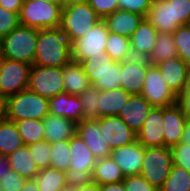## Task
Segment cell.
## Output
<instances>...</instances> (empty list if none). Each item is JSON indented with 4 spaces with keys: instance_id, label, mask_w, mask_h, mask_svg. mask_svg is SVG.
I'll list each match as a JSON object with an SVG mask.
<instances>
[{
    "instance_id": "6da1fadb",
    "label": "cell",
    "mask_w": 190,
    "mask_h": 191,
    "mask_svg": "<svg viewBox=\"0 0 190 191\" xmlns=\"http://www.w3.org/2000/svg\"><path fill=\"white\" fill-rule=\"evenodd\" d=\"M70 61H72L71 43L58 27L38 30L33 65L63 67Z\"/></svg>"
},
{
    "instance_id": "7a4b0ae2",
    "label": "cell",
    "mask_w": 190,
    "mask_h": 191,
    "mask_svg": "<svg viewBox=\"0 0 190 191\" xmlns=\"http://www.w3.org/2000/svg\"><path fill=\"white\" fill-rule=\"evenodd\" d=\"M38 29L19 25L0 40V57L33 65Z\"/></svg>"
},
{
    "instance_id": "3957f363",
    "label": "cell",
    "mask_w": 190,
    "mask_h": 191,
    "mask_svg": "<svg viewBox=\"0 0 190 191\" xmlns=\"http://www.w3.org/2000/svg\"><path fill=\"white\" fill-rule=\"evenodd\" d=\"M49 99L31 90L24 89L5 99L6 119L20 121L23 119L43 120L49 114Z\"/></svg>"
},
{
    "instance_id": "277c9868",
    "label": "cell",
    "mask_w": 190,
    "mask_h": 191,
    "mask_svg": "<svg viewBox=\"0 0 190 191\" xmlns=\"http://www.w3.org/2000/svg\"><path fill=\"white\" fill-rule=\"evenodd\" d=\"M101 20L102 18L87 2L71 4L62 7L58 28L72 44Z\"/></svg>"
},
{
    "instance_id": "5b68a950",
    "label": "cell",
    "mask_w": 190,
    "mask_h": 191,
    "mask_svg": "<svg viewBox=\"0 0 190 191\" xmlns=\"http://www.w3.org/2000/svg\"><path fill=\"white\" fill-rule=\"evenodd\" d=\"M62 12L61 3L24 0L19 12V23L34 29L57 28Z\"/></svg>"
},
{
    "instance_id": "8992f818",
    "label": "cell",
    "mask_w": 190,
    "mask_h": 191,
    "mask_svg": "<svg viewBox=\"0 0 190 191\" xmlns=\"http://www.w3.org/2000/svg\"><path fill=\"white\" fill-rule=\"evenodd\" d=\"M173 164L171 148L144 147L140 175L159 189L168 178Z\"/></svg>"
},
{
    "instance_id": "52a82bcc",
    "label": "cell",
    "mask_w": 190,
    "mask_h": 191,
    "mask_svg": "<svg viewBox=\"0 0 190 191\" xmlns=\"http://www.w3.org/2000/svg\"><path fill=\"white\" fill-rule=\"evenodd\" d=\"M30 64L0 57V96L15 95L28 88Z\"/></svg>"
},
{
    "instance_id": "ba28073f",
    "label": "cell",
    "mask_w": 190,
    "mask_h": 191,
    "mask_svg": "<svg viewBox=\"0 0 190 191\" xmlns=\"http://www.w3.org/2000/svg\"><path fill=\"white\" fill-rule=\"evenodd\" d=\"M62 67L32 65L29 73L28 89L47 99L64 91Z\"/></svg>"
},
{
    "instance_id": "9c48e42d",
    "label": "cell",
    "mask_w": 190,
    "mask_h": 191,
    "mask_svg": "<svg viewBox=\"0 0 190 191\" xmlns=\"http://www.w3.org/2000/svg\"><path fill=\"white\" fill-rule=\"evenodd\" d=\"M109 30L103 19L95 24L85 35L71 44L72 61H81L105 51Z\"/></svg>"
},
{
    "instance_id": "30bf717a",
    "label": "cell",
    "mask_w": 190,
    "mask_h": 191,
    "mask_svg": "<svg viewBox=\"0 0 190 191\" xmlns=\"http://www.w3.org/2000/svg\"><path fill=\"white\" fill-rule=\"evenodd\" d=\"M154 107H168L176 104L177 96L164 82L158 68L147 67L141 94Z\"/></svg>"
},
{
    "instance_id": "8fae6325",
    "label": "cell",
    "mask_w": 190,
    "mask_h": 191,
    "mask_svg": "<svg viewBox=\"0 0 190 191\" xmlns=\"http://www.w3.org/2000/svg\"><path fill=\"white\" fill-rule=\"evenodd\" d=\"M150 63L146 58L132 57L120 62L121 88L131 95H140Z\"/></svg>"
},
{
    "instance_id": "7c38bea8",
    "label": "cell",
    "mask_w": 190,
    "mask_h": 191,
    "mask_svg": "<svg viewBox=\"0 0 190 191\" xmlns=\"http://www.w3.org/2000/svg\"><path fill=\"white\" fill-rule=\"evenodd\" d=\"M100 129L112 150L137 140L136 132L117 115L100 117Z\"/></svg>"
},
{
    "instance_id": "4fadbf2b",
    "label": "cell",
    "mask_w": 190,
    "mask_h": 191,
    "mask_svg": "<svg viewBox=\"0 0 190 191\" xmlns=\"http://www.w3.org/2000/svg\"><path fill=\"white\" fill-rule=\"evenodd\" d=\"M76 133L83 139L97 160L111 156L112 149L101 133L100 118L78 122Z\"/></svg>"
},
{
    "instance_id": "5bb4252c",
    "label": "cell",
    "mask_w": 190,
    "mask_h": 191,
    "mask_svg": "<svg viewBox=\"0 0 190 191\" xmlns=\"http://www.w3.org/2000/svg\"><path fill=\"white\" fill-rule=\"evenodd\" d=\"M163 107H153L143 127L136 133L137 141L144 147L164 146Z\"/></svg>"
},
{
    "instance_id": "9a60e30c",
    "label": "cell",
    "mask_w": 190,
    "mask_h": 191,
    "mask_svg": "<svg viewBox=\"0 0 190 191\" xmlns=\"http://www.w3.org/2000/svg\"><path fill=\"white\" fill-rule=\"evenodd\" d=\"M111 157L120 167L125 177L140 175L144 157V146L136 140L134 143L113 149Z\"/></svg>"
},
{
    "instance_id": "2e32d148",
    "label": "cell",
    "mask_w": 190,
    "mask_h": 191,
    "mask_svg": "<svg viewBox=\"0 0 190 191\" xmlns=\"http://www.w3.org/2000/svg\"><path fill=\"white\" fill-rule=\"evenodd\" d=\"M166 85L178 96L184 89L190 66L178 56L155 65Z\"/></svg>"
},
{
    "instance_id": "e0dca14e",
    "label": "cell",
    "mask_w": 190,
    "mask_h": 191,
    "mask_svg": "<svg viewBox=\"0 0 190 191\" xmlns=\"http://www.w3.org/2000/svg\"><path fill=\"white\" fill-rule=\"evenodd\" d=\"M163 121L164 146L172 148L181 141L187 118L181 111V108L174 104L163 107Z\"/></svg>"
},
{
    "instance_id": "ac0fdd59",
    "label": "cell",
    "mask_w": 190,
    "mask_h": 191,
    "mask_svg": "<svg viewBox=\"0 0 190 191\" xmlns=\"http://www.w3.org/2000/svg\"><path fill=\"white\" fill-rule=\"evenodd\" d=\"M153 107L142 95H131L118 116L137 133Z\"/></svg>"
},
{
    "instance_id": "d6986e66",
    "label": "cell",
    "mask_w": 190,
    "mask_h": 191,
    "mask_svg": "<svg viewBox=\"0 0 190 191\" xmlns=\"http://www.w3.org/2000/svg\"><path fill=\"white\" fill-rule=\"evenodd\" d=\"M146 19L162 33H173L181 26L179 22H173L172 0H152Z\"/></svg>"
},
{
    "instance_id": "ffe728a7",
    "label": "cell",
    "mask_w": 190,
    "mask_h": 191,
    "mask_svg": "<svg viewBox=\"0 0 190 191\" xmlns=\"http://www.w3.org/2000/svg\"><path fill=\"white\" fill-rule=\"evenodd\" d=\"M158 32L155 27L144 18L139 27L130 36V47L133 57L147 58L155 46Z\"/></svg>"
},
{
    "instance_id": "44dd1931",
    "label": "cell",
    "mask_w": 190,
    "mask_h": 191,
    "mask_svg": "<svg viewBox=\"0 0 190 191\" xmlns=\"http://www.w3.org/2000/svg\"><path fill=\"white\" fill-rule=\"evenodd\" d=\"M44 138L50 144L70 140L77 131V123L62 116L48 114L43 119Z\"/></svg>"
},
{
    "instance_id": "7402d4cb",
    "label": "cell",
    "mask_w": 190,
    "mask_h": 191,
    "mask_svg": "<svg viewBox=\"0 0 190 191\" xmlns=\"http://www.w3.org/2000/svg\"><path fill=\"white\" fill-rule=\"evenodd\" d=\"M49 114L68 118L76 123L82 121V103L78 95L60 92L49 99Z\"/></svg>"
},
{
    "instance_id": "603a6c76",
    "label": "cell",
    "mask_w": 190,
    "mask_h": 191,
    "mask_svg": "<svg viewBox=\"0 0 190 191\" xmlns=\"http://www.w3.org/2000/svg\"><path fill=\"white\" fill-rule=\"evenodd\" d=\"M137 13L123 10H115L112 14L103 18L109 32L130 38L144 19Z\"/></svg>"
},
{
    "instance_id": "cb8c5ba5",
    "label": "cell",
    "mask_w": 190,
    "mask_h": 191,
    "mask_svg": "<svg viewBox=\"0 0 190 191\" xmlns=\"http://www.w3.org/2000/svg\"><path fill=\"white\" fill-rule=\"evenodd\" d=\"M69 144L71 154L69 169L93 172L97 159L83 139L76 133L69 140Z\"/></svg>"
},
{
    "instance_id": "d4e9b609",
    "label": "cell",
    "mask_w": 190,
    "mask_h": 191,
    "mask_svg": "<svg viewBox=\"0 0 190 191\" xmlns=\"http://www.w3.org/2000/svg\"><path fill=\"white\" fill-rule=\"evenodd\" d=\"M62 75L64 92L70 95H79L91 85L84 69L78 62L70 61L64 65Z\"/></svg>"
},
{
    "instance_id": "484cf974",
    "label": "cell",
    "mask_w": 190,
    "mask_h": 191,
    "mask_svg": "<svg viewBox=\"0 0 190 191\" xmlns=\"http://www.w3.org/2000/svg\"><path fill=\"white\" fill-rule=\"evenodd\" d=\"M131 94L123 88L110 90H100L98 97V107L100 109V117L117 115L125 106Z\"/></svg>"
},
{
    "instance_id": "4316f807",
    "label": "cell",
    "mask_w": 190,
    "mask_h": 191,
    "mask_svg": "<svg viewBox=\"0 0 190 191\" xmlns=\"http://www.w3.org/2000/svg\"><path fill=\"white\" fill-rule=\"evenodd\" d=\"M7 157L11 170H14L26 179H34L40 171L27 145L16 149Z\"/></svg>"
},
{
    "instance_id": "83f0119b",
    "label": "cell",
    "mask_w": 190,
    "mask_h": 191,
    "mask_svg": "<svg viewBox=\"0 0 190 191\" xmlns=\"http://www.w3.org/2000/svg\"><path fill=\"white\" fill-rule=\"evenodd\" d=\"M125 179L120 167L111 156L98 159L93 169L92 180L98 185L118 183Z\"/></svg>"
},
{
    "instance_id": "f1b7e54d",
    "label": "cell",
    "mask_w": 190,
    "mask_h": 191,
    "mask_svg": "<svg viewBox=\"0 0 190 191\" xmlns=\"http://www.w3.org/2000/svg\"><path fill=\"white\" fill-rule=\"evenodd\" d=\"M178 56L172 33L158 32L155 46L146 58L150 65H158Z\"/></svg>"
},
{
    "instance_id": "f546056e",
    "label": "cell",
    "mask_w": 190,
    "mask_h": 191,
    "mask_svg": "<svg viewBox=\"0 0 190 191\" xmlns=\"http://www.w3.org/2000/svg\"><path fill=\"white\" fill-rule=\"evenodd\" d=\"M24 145L22 137L14 121H0V154L9 156Z\"/></svg>"
},
{
    "instance_id": "4dcf8cb0",
    "label": "cell",
    "mask_w": 190,
    "mask_h": 191,
    "mask_svg": "<svg viewBox=\"0 0 190 191\" xmlns=\"http://www.w3.org/2000/svg\"><path fill=\"white\" fill-rule=\"evenodd\" d=\"M36 180L39 191H62L66 186V172L52 167L41 169Z\"/></svg>"
},
{
    "instance_id": "1f68e13d",
    "label": "cell",
    "mask_w": 190,
    "mask_h": 191,
    "mask_svg": "<svg viewBox=\"0 0 190 191\" xmlns=\"http://www.w3.org/2000/svg\"><path fill=\"white\" fill-rule=\"evenodd\" d=\"M105 52L116 62L132 58L130 38L109 32Z\"/></svg>"
},
{
    "instance_id": "d6a6232c",
    "label": "cell",
    "mask_w": 190,
    "mask_h": 191,
    "mask_svg": "<svg viewBox=\"0 0 190 191\" xmlns=\"http://www.w3.org/2000/svg\"><path fill=\"white\" fill-rule=\"evenodd\" d=\"M116 62L105 51L99 53V55H93L80 62L85 74L89 78L91 84H93L97 77L106 72L109 67Z\"/></svg>"
},
{
    "instance_id": "836d02e7",
    "label": "cell",
    "mask_w": 190,
    "mask_h": 191,
    "mask_svg": "<svg viewBox=\"0 0 190 191\" xmlns=\"http://www.w3.org/2000/svg\"><path fill=\"white\" fill-rule=\"evenodd\" d=\"M14 122L22 137L24 145H30L45 140L43 120L29 118Z\"/></svg>"
},
{
    "instance_id": "e575fe53",
    "label": "cell",
    "mask_w": 190,
    "mask_h": 191,
    "mask_svg": "<svg viewBox=\"0 0 190 191\" xmlns=\"http://www.w3.org/2000/svg\"><path fill=\"white\" fill-rule=\"evenodd\" d=\"M99 95L100 90L92 84L78 95L82 103L83 121L98 120L100 118V109L98 107Z\"/></svg>"
},
{
    "instance_id": "d590c367",
    "label": "cell",
    "mask_w": 190,
    "mask_h": 191,
    "mask_svg": "<svg viewBox=\"0 0 190 191\" xmlns=\"http://www.w3.org/2000/svg\"><path fill=\"white\" fill-rule=\"evenodd\" d=\"M159 191H190V172L173 164Z\"/></svg>"
},
{
    "instance_id": "8d00e7d4",
    "label": "cell",
    "mask_w": 190,
    "mask_h": 191,
    "mask_svg": "<svg viewBox=\"0 0 190 191\" xmlns=\"http://www.w3.org/2000/svg\"><path fill=\"white\" fill-rule=\"evenodd\" d=\"M70 144L69 140L51 143L50 167L66 172L70 166Z\"/></svg>"
},
{
    "instance_id": "74e56055",
    "label": "cell",
    "mask_w": 190,
    "mask_h": 191,
    "mask_svg": "<svg viewBox=\"0 0 190 191\" xmlns=\"http://www.w3.org/2000/svg\"><path fill=\"white\" fill-rule=\"evenodd\" d=\"M178 57L190 66V24L181 25L172 33Z\"/></svg>"
},
{
    "instance_id": "f35d334b",
    "label": "cell",
    "mask_w": 190,
    "mask_h": 191,
    "mask_svg": "<svg viewBox=\"0 0 190 191\" xmlns=\"http://www.w3.org/2000/svg\"><path fill=\"white\" fill-rule=\"evenodd\" d=\"M92 85L99 90L120 88V62H114Z\"/></svg>"
},
{
    "instance_id": "ab89813d",
    "label": "cell",
    "mask_w": 190,
    "mask_h": 191,
    "mask_svg": "<svg viewBox=\"0 0 190 191\" xmlns=\"http://www.w3.org/2000/svg\"><path fill=\"white\" fill-rule=\"evenodd\" d=\"M27 146L39 170L50 167L51 144L48 141L42 140Z\"/></svg>"
},
{
    "instance_id": "60d3db41",
    "label": "cell",
    "mask_w": 190,
    "mask_h": 191,
    "mask_svg": "<svg viewBox=\"0 0 190 191\" xmlns=\"http://www.w3.org/2000/svg\"><path fill=\"white\" fill-rule=\"evenodd\" d=\"M19 25L18 13L6 10L0 6V40Z\"/></svg>"
},
{
    "instance_id": "b9f144b4",
    "label": "cell",
    "mask_w": 190,
    "mask_h": 191,
    "mask_svg": "<svg viewBox=\"0 0 190 191\" xmlns=\"http://www.w3.org/2000/svg\"><path fill=\"white\" fill-rule=\"evenodd\" d=\"M171 151L174 165L190 172V145L179 142Z\"/></svg>"
},
{
    "instance_id": "7bdbcfd3",
    "label": "cell",
    "mask_w": 190,
    "mask_h": 191,
    "mask_svg": "<svg viewBox=\"0 0 190 191\" xmlns=\"http://www.w3.org/2000/svg\"><path fill=\"white\" fill-rule=\"evenodd\" d=\"M152 0H118L119 10L137 13L146 18Z\"/></svg>"
},
{
    "instance_id": "ee69618b",
    "label": "cell",
    "mask_w": 190,
    "mask_h": 191,
    "mask_svg": "<svg viewBox=\"0 0 190 191\" xmlns=\"http://www.w3.org/2000/svg\"><path fill=\"white\" fill-rule=\"evenodd\" d=\"M173 22L190 24V0H172Z\"/></svg>"
},
{
    "instance_id": "f6af8a7d",
    "label": "cell",
    "mask_w": 190,
    "mask_h": 191,
    "mask_svg": "<svg viewBox=\"0 0 190 191\" xmlns=\"http://www.w3.org/2000/svg\"><path fill=\"white\" fill-rule=\"evenodd\" d=\"M26 180V178L14 170H10L4 176L0 177V188L3 191H21Z\"/></svg>"
},
{
    "instance_id": "bcb514c9",
    "label": "cell",
    "mask_w": 190,
    "mask_h": 191,
    "mask_svg": "<svg viewBox=\"0 0 190 191\" xmlns=\"http://www.w3.org/2000/svg\"><path fill=\"white\" fill-rule=\"evenodd\" d=\"M93 172H83L77 169H68L66 171V184L70 187H80L90 185Z\"/></svg>"
},
{
    "instance_id": "7dc6e473",
    "label": "cell",
    "mask_w": 190,
    "mask_h": 191,
    "mask_svg": "<svg viewBox=\"0 0 190 191\" xmlns=\"http://www.w3.org/2000/svg\"><path fill=\"white\" fill-rule=\"evenodd\" d=\"M123 183L126 191H159L156 186L151 185L141 175L126 176Z\"/></svg>"
},
{
    "instance_id": "c3c4849f",
    "label": "cell",
    "mask_w": 190,
    "mask_h": 191,
    "mask_svg": "<svg viewBox=\"0 0 190 191\" xmlns=\"http://www.w3.org/2000/svg\"><path fill=\"white\" fill-rule=\"evenodd\" d=\"M87 3L102 19L119 10L118 0H87Z\"/></svg>"
},
{
    "instance_id": "681fc988",
    "label": "cell",
    "mask_w": 190,
    "mask_h": 191,
    "mask_svg": "<svg viewBox=\"0 0 190 191\" xmlns=\"http://www.w3.org/2000/svg\"><path fill=\"white\" fill-rule=\"evenodd\" d=\"M176 104L181 108L185 117L190 119V89H183L177 96Z\"/></svg>"
},
{
    "instance_id": "f907efd6",
    "label": "cell",
    "mask_w": 190,
    "mask_h": 191,
    "mask_svg": "<svg viewBox=\"0 0 190 191\" xmlns=\"http://www.w3.org/2000/svg\"><path fill=\"white\" fill-rule=\"evenodd\" d=\"M24 0H0V6L6 10L17 12L19 14Z\"/></svg>"
},
{
    "instance_id": "816d5d0a",
    "label": "cell",
    "mask_w": 190,
    "mask_h": 191,
    "mask_svg": "<svg viewBox=\"0 0 190 191\" xmlns=\"http://www.w3.org/2000/svg\"><path fill=\"white\" fill-rule=\"evenodd\" d=\"M100 191H126L123 181L118 183H109L104 185H99Z\"/></svg>"
},
{
    "instance_id": "f5cc1de1",
    "label": "cell",
    "mask_w": 190,
    "mask_h": 191,
    "mask_svg": "<svg viewBox=\"0 0 190 191\" xmlns=\"http://www.w3.org/2000/svg\"><path fill=\"white\" fill-rule=\"evenodd\" d=\"M11 170L8 157L0 154V177L4 176Z\"/></svg>"
},
{
    "instance_id": "db71d44e",
    "label": "cell",
    "mask_w": 190,
    "mask_h": 191,
    "mask_svg": "<svg viewBox=\"0 0 190 191\" xmlns=\"http://www.w3.org/2000/svg\"><path fill=\"white\" fill-rule=\"evenodd\" d=\"M180 142L187 144V145H190V119H187V121H186L183 135H182Z\"/></svg>"
},
{
    "instance_id": "11a10c76",
    "label": "cell",
    "mask_w": 190,
    "mask_h": 191,
    "mask_svg": "<svg viewBox=\"0 0 190 191\" xmlns=\"http://www.w3.org/2000/svg\"><path fill=\"white\" fill-rule=\"evenodd\" d=\"M21 191H39L35 179H27Z\"/></svg>"
},
{
    "instance_id": "9f6ffc18",
    "label": "cell",
    "mask_w": 190,
    "mask_h": 191,
    "mask_svg": "<svg viewBox=\"0 0 190 191\" xmlns=\"http://www.w3.org/2000/svg\"><path fill=\"white\" fill-rule=\"evenodd\" d=\"M76 191H100V190H99V185L97 183L92 182L90 185L76 187Z\"/></svg>"
},
{
    "instance_id": "6f0895ef",
    "label": "cell",
    "mask_w": 190,
    "mask_h": 191,
    "mask_svg": "<svg viewBox=\"0 0 190 191\" xmlns=\"http://www.w3.org/2000/svg\"><path fill=\"white\" fill-rule=\"evenodd\" d=\"M6 118L5 98L0 96V121Z\"/></svg>"
},
{
    "instance_id": "680465c9",
    "label": "cell",
    "mask_w": 190,
    "mask_h": 191,
    "mask_svg": "<svg viewBox=\"0 0 190 191\" xmlns=\"http://www.w3.org/2000/svg\"><path fill=\"white\" fill-rule=\"evenodd\" d=\"M86 2L87 0H61V5L63 7L71 4L86 3Z\"/></svg>"
},
{
    "instance_id": "91938a15",
    "label": "cell",
    "mask_w": 190,
    "mask_h": 191,
    "mask_svg": "<svg viewBox=\"0 0 190 191\" xmlns=\"http://www.w3.org/2000/svg\"><path fill=\"white\" fill-rule=\"evenodd\" d=\"M184 89H190V69L188 72V77H187V81H186V85H185Z\"/></svg>"
},
{
    "instance_id": "94428289",
    "label": "cell",
    "mask_w": 190,
    "mask_h": 191,
    "mask_svg": "<svg viewBox=\"0 0 190 191\" xmlns=\"http://www.w3.org/2000/svg\"><path fill=\"white\" fill-rule=\"evenodd\" d=\"M35 1H43L48 3H61V0H35Z\"/></svg>"
},
{
    "instance_id": "6125c7cd",
    "label": "cell",
    "mask_w": 190,
    "mask_h": 191,
    "mask_svg": "<svg viewBox=\"0 0 190 191\" xmlns=\"http://www.w3.org/2000/svg\"><path fill=\"white\" fill-rule=\"evenodd\" d=\"M62 191H76V187L66 186Z\"/></svg>"
}]
</instances>
